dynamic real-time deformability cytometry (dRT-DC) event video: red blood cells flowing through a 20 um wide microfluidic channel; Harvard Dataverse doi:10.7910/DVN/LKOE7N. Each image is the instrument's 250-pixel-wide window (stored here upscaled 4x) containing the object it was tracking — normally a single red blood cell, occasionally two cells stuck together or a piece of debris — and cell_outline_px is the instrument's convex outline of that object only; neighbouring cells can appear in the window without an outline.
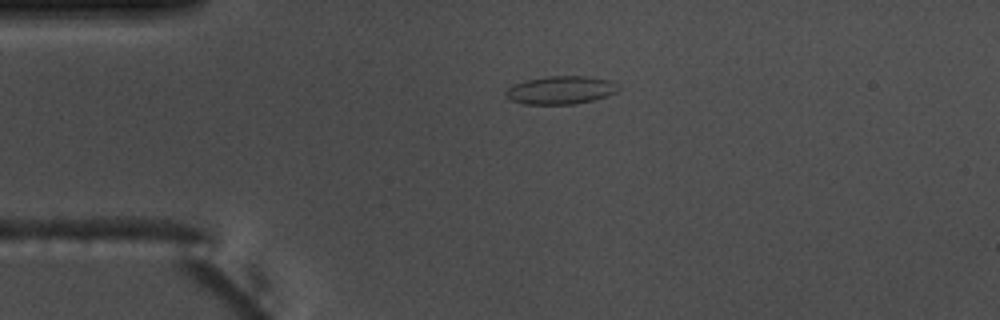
{"species": "common noctule bat (a hibernating species)", "species_latin": "Nyctalus noctula", "temperature_condition": "warm", "stored_images_in_passage": 6, "camera_frame_rate_fps": 3000, "um_per_image_px": 0.085, "animal": {"sex": "male", "body_mass_g": 17.5, "forearm_length_mm": 52.3}, "frame": {"image": 1, "passage_image": 1, "time_ms": 0.0, "image_size_px": [1000, 320], "cell_outline_px": [[620, 88], [616, 92], [592, 100], [576, 104], [524, 104], [512, 100], [504, 96], [504, 92], [508, 88], [524, 80], [548, 76], [584, 76], [612, 80], [620, 84]], "centroid_in_image_um": [47.67, 7.65], "position_along_channel_um": 37.3, "area_um2": 18.5}}